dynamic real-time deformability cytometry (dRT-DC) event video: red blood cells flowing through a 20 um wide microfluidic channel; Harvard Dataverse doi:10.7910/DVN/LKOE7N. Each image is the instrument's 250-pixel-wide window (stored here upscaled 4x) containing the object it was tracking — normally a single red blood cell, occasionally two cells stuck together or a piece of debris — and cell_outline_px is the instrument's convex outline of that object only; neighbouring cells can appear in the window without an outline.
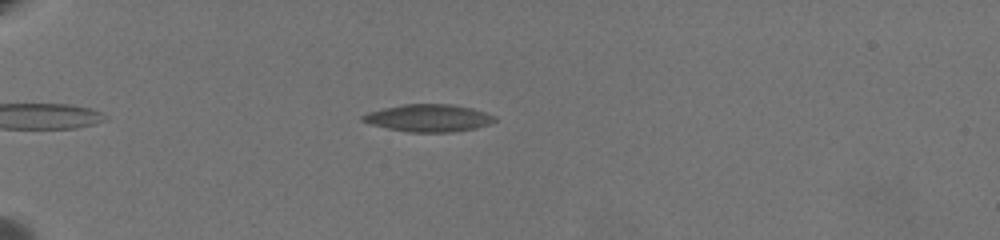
{"species": "common noctule bat (a hibernating species)", "species_latin": "Nyctalus noctula", "temperature_condition": "warm", "stored_images_in_passage": 55, "camera_frame_rate_fps": 3000, "um_per_image_px": 0.085, "animal": {"sex": "female", "body_mass_g": 19.5, "forearm_length_mm": 54.1}, "frame": {"image": 1, "passage_image": 8, "time_ms": 2.333, "image_size_px": [1000, 240], "cell_outline_px": [[496, 120], [488, 124], [476, 128], [448, 132], [408, 132], [388, 128], [372, 124], [360, 120], [360, 116], [368, 112], [384, 108], [404, 104], [452, 104], [472, 108], [496, 116]], "centroid_in_image_um": [36.42, 10.02], "position_along_channel_um": 48.6, "area_um2": 20.92}}
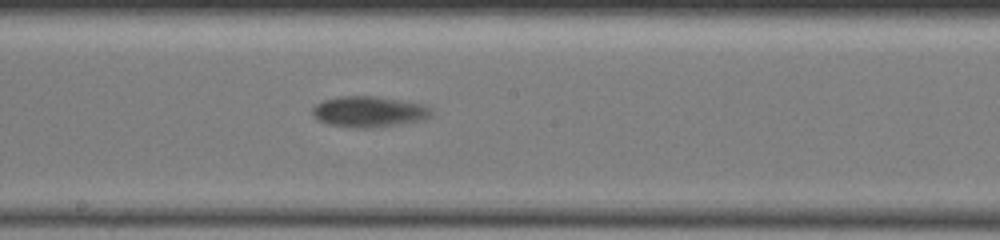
{"frame": {"image": 2, "passage_image": 28, "time_ms": 9.0, "image_size_px": [1000, 240], "cell_outline_px": [[432, 116], [424, 120], [400, 124], [372, 128], [356, 128], [328, 124], [316, 120], [312, 116], [312, 108], [316, 104], [324, 100], [340, 96], [376, 96], [424, 104], [432, 108]], "centroid_in_image_um": [31.37, 9.5], "position_along_channel_um": 216.8, "area_um2": 21.68}}
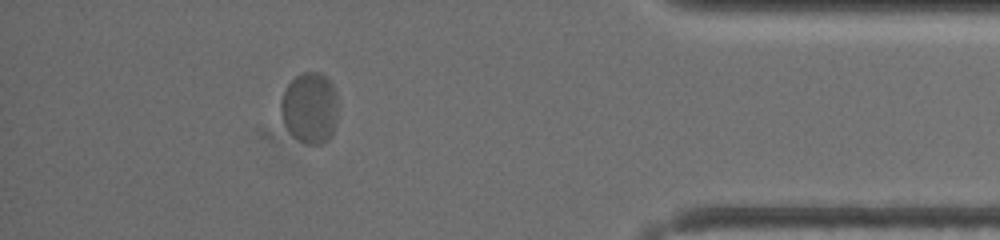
{"frame": {"image": 3, "passage_image": 49, "time_ms": 16.0, "image_size_px": [1000, 240], "cell_outline_px": [[336, 124], [328, 140], [320, 144], [304, 144], [292, 136], [284, 124], [280, 116], [280, 104], [284, 92], [288, 84], [296, 76], [304, 72], [320, 72], [332, 84], [336, 92]], "centroid_in_image_um": [26.31, 9.19], "position_along_channel_um": 408.9, "area_um2": 23.7}, "authors_computed_cell_mechanics": {"area_um2": 21.386, "velocity_mm_per_s": 3.1857, "shape_relaxation_time_tau1_ms": 3.3774, "shape_relaxation_time_tau2_ms": null, "deformation_change_tau1": 0.1281, "deformation_change_tau2": null}}